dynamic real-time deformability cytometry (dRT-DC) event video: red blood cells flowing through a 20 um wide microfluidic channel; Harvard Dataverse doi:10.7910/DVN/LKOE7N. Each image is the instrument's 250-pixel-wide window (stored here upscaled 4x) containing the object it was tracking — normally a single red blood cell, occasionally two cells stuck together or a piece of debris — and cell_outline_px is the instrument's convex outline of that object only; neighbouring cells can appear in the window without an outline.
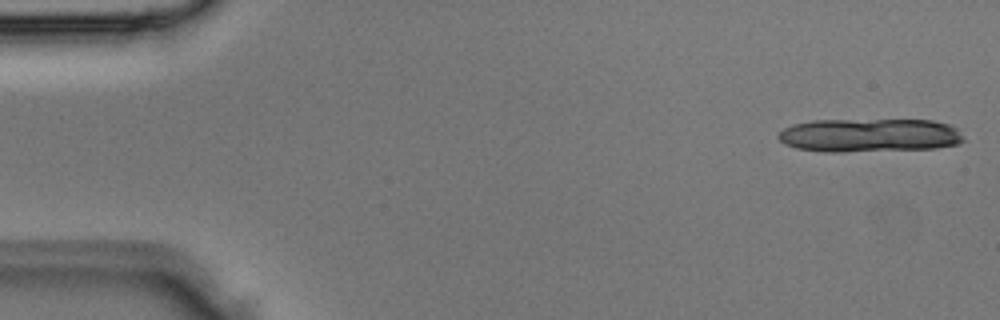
{"species": "Egyptian fruit bat (a non-hibernating species)", "species_latin": "Rousettus aegyptiacus", "temperature_condition": "room temperature", "stored_images_in_passage": 4, "camera_frame_rate_fps": 3000, "um_per_image_px": 0.085, "animal": {"sex": "male"}, "frame": {"image": 1, "passage_image": 1, "time_ms": 0.0, "image_size_px": [1000, 320], "cell_outline_px": [[964, 140], [960, 144], [936, 148], [844, 152], [824, 152], [796, 148], [784, 144], [776, 136], [784, 128], [792, 124], [812, 120], [932, 120], [952, 124], [956, 128]], "centroid_in_image_um": [73.9, 11.5], "position_along_channel_um": 11.1, "area_um2": 36.59}}